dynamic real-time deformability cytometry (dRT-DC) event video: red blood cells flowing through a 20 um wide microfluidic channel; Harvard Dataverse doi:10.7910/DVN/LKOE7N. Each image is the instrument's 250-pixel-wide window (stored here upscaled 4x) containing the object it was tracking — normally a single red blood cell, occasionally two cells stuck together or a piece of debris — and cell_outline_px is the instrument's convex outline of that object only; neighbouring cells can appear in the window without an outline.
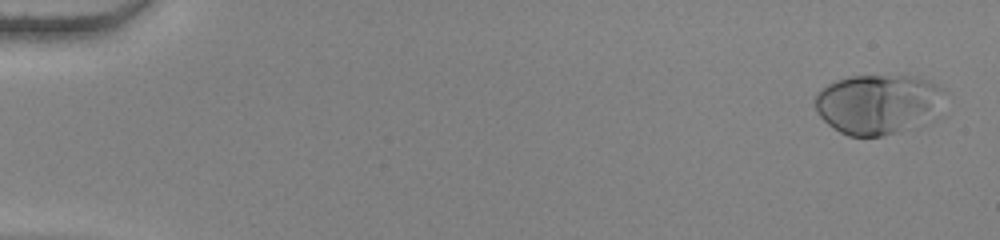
{"species": "human", "species_latin": "Homo sapiens", "temperature_condition": "warm", "stored_images_in_passage": 55, "camera_frame_rate_fps": 3000, "um_per_image_px": 0.085, "donor": {"sex": "female"}, "frame": {"image": 1, "passage_image": 2, "time_ms": 0.333, "image_size_px": [1000, 240], "cell_outline_px": [[932, 112], [908, 128], [884, 136], [848, 136], [840, 132], [828, 124], [816, 112], [816, 96], [828, 84], [836, 80], [848, 76], [916, 76], [928, 80], [932, 84]], "centroid_in_image_um": [74.35, 8.85], "position_along_channel_um": 10.7, "area_um2": 42.37}}
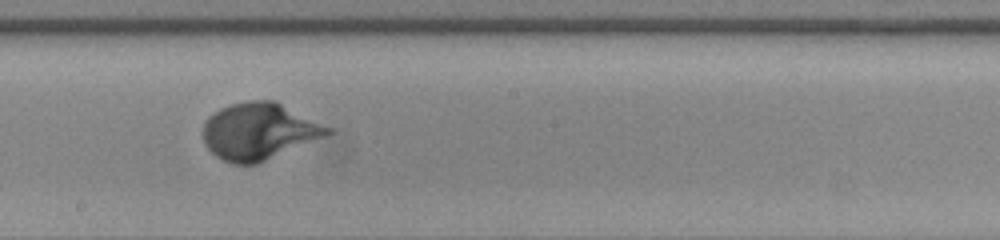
{"frame": {"image": 2, "passage_image": 32, "time_ms": 10.333, "image_size_px": [1000, 240], "cell_outline_px": [[332, 132], [256, 164], [232, 164], [216, 156], [204, 144], [204, 124], [208, 116], [220, 108], [232, 104], [248, 100], [276, 100], [332, 128]], "centroid_in_image_um": [21.98, 11.13], "position_along_channel_um": 226.2, "area_um2": 40.69}}
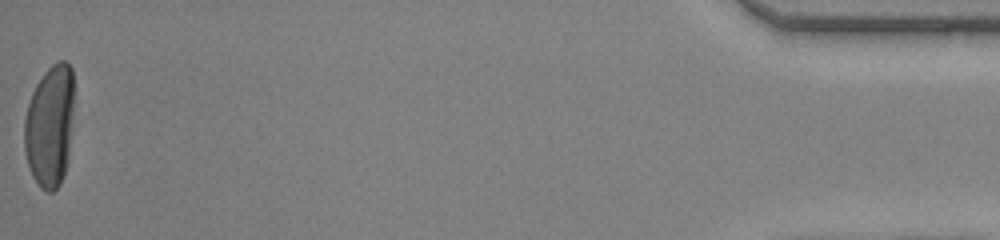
{"frame": {"image": 3, "passage_image": 55, "time_ms": 18.0, "image_size_px": [1000, 240], "cell_outline_px": [[72, 116], [68, 164], [60, 184], [52, 192], [48, 192], [40, 188], [32, 176], [28, 168], [24, 152], [24, 120], [28, 104], [32, 92], [36, 84], [44, 72], [52, 64], [60, 60], [64, 60], [72, 68]], "centroid_in_image_um": [4.21, 10.74], "position_along_channel_um": 431.0, "area_um2": 35.55}}